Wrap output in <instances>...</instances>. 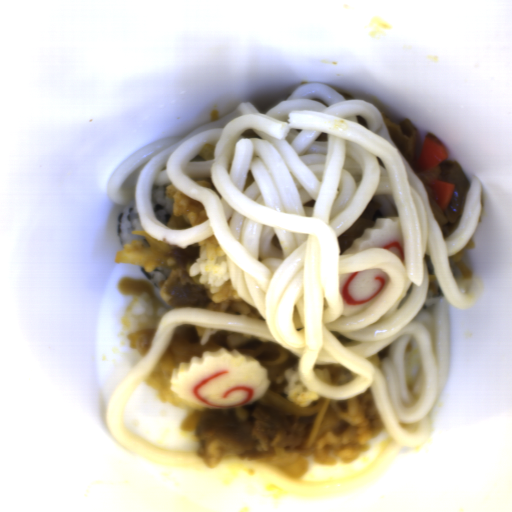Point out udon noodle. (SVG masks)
Instances as JSON below:
<instances>
[{
    "label": "udon noodle",
    "mask_w": 512,
    "mask_h": 512,
    "mask_svg": "<svg viewBox=\"0 0 512 512\" xmlns=\"http://www.w3.org/2000/svg\"><path fill=\"white\" fill-rule=\"evenodd\" d=\"M107 197L134 205L142 231L162 242L184 249L214 236L231 284L263 318L196 306L161 315L145 355L105 407L118 445L165 466L212 468L199 455L134 437L124 421L130 396L174 330L198 325L289 350L300 380L320 396L349 399L370 388L393 440L404 449L425 446L450 374L451 306L466 310L484 290L449 262L480 220L478 178L471 176L456 231L445 240L380 110L307 82L265 113L243 101L218 120L133 151L113 169ZM388 216H399L404 263L384 248L341 254ZM369 268L385 270L389 286L370 308L341 315L338 275Z\"/></svg>",
    "instance_id": "1"
}]
</instances>
